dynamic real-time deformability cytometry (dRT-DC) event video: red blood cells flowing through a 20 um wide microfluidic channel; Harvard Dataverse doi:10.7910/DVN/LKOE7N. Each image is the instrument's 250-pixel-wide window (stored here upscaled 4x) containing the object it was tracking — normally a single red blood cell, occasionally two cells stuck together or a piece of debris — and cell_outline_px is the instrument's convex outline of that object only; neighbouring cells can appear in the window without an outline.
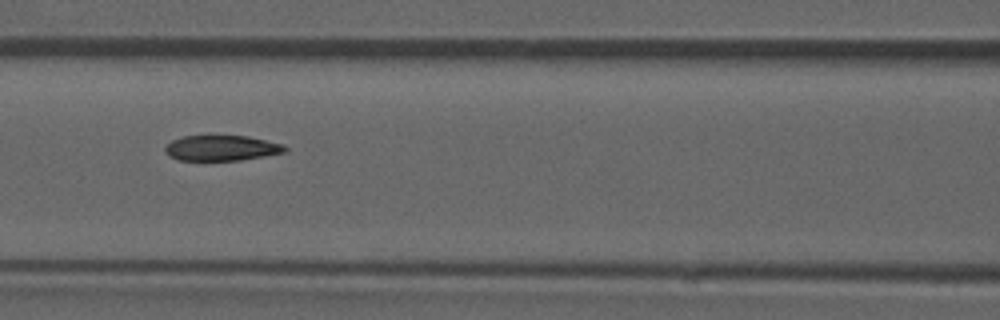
{"species": "common noctule bat (a hibernating species)", "species_latin": "Nyctalus noctula", "temperature_condition": "room temperature", "stored_images_in_passage": 52, "camera_frame_rate_fps": 3000, "um_per_image_px": 0.085, "animal": {"sex": "male", "forearm_length_mm": 52.5}, "frame": {"image": 1, "passage_image": 23, "time_ms": 7.333, "image_size_px": [1000, 320], "cell_outline_px": [[288, 152], [240, 160], [176, 160], [168, 156], [164, 152], [164, 148], [172, 140], [184, 136], [208, 132], [248, 136], [284, 144], [288, 148]], "centroid_in_image_um": [18.81, 12.53], "position_along_channel_um": 147.8, "area_um2": 18.79}, "authors_computed_cell_mechanics": {"area_um2": 19.5942, "velocity_mm_per_s": 3.8937, "shape_relaxation_time_tau1_ms": 9.8518, "shape_relaxation_time_tau2_ms": 2.7777, "deformation_change_tau1": 0.2665, "deformation_change_tau2": 0.0822}}